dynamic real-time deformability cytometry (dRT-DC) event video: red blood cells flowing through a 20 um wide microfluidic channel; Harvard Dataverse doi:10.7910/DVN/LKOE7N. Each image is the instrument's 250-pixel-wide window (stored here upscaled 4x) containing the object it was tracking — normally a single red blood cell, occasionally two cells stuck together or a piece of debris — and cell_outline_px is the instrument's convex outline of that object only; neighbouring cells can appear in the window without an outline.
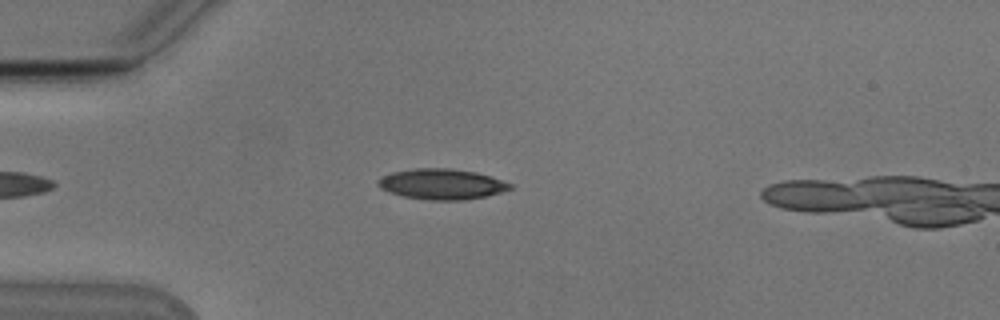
{"species": "Egyptian fruit bat (a non-hibernating species)", "species_latin": "Rousettus aegyptiacus", "temperature_condition": "cold", "stored_images_in_passage": 44, "camera_frame_rate_fps": 3000, "um_per_image_px": 0.085, "animal": {"sex": "male"}, "frame": {"image": 1, "passage_image": 8, "time_ms": 2.333, "image_size_px": [1000, 320], "cell_outline_px": [[512, 188], [500, 192], [484, 196], [464, 200], [428, 200], [404, 196], [388, 192], [380, 188], [376, 184], [376, 180], [392, 172], [416, 168], [448, 168], [476, 172], [512, 184]], "centroid_in_image_um": [37.49, 15.65], "position_along_channel_um": 47.5, "area_um2": 23.29}}
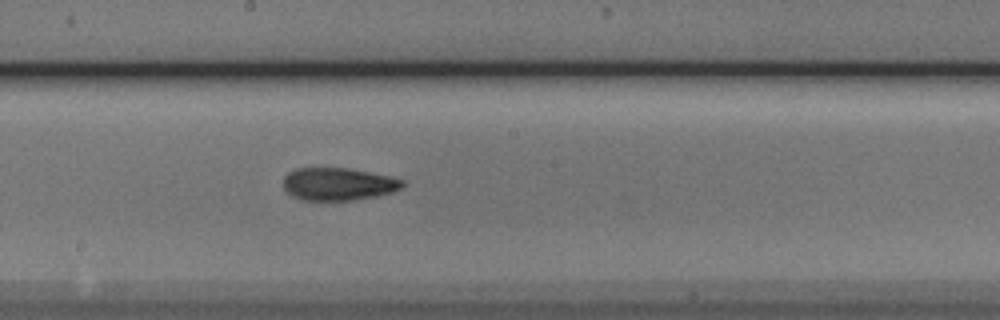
{"frame": {"image": 2, "passage_image": 23, "time_ms": 7.333, "image_size_px": [1000, 320], "cell_outline_px": [[404, 184], [400, 188], [392, 192], [376, 196], [352, 200], [300, 200], [292, 196], [284, 188], [284, 176], [288, 172], [296, 168], [348, 168], [388, 176], [404, 180]], "centroid_in_image_um": [28.72, 15.64], "position_along_channel_um": 219.5, "area_um2": 22.54}}
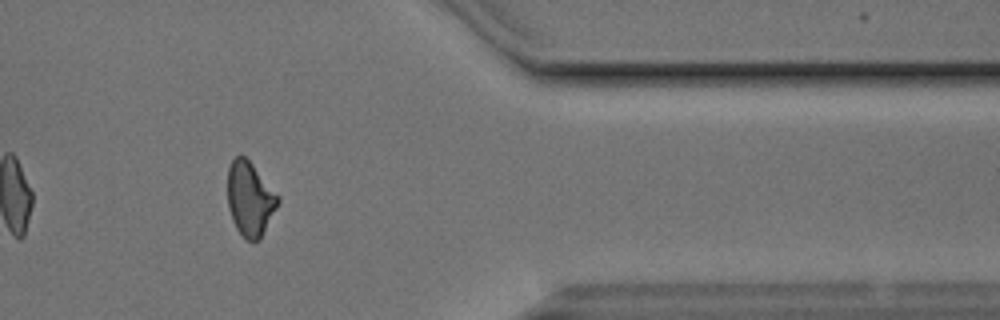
{"frame": {"image": 3, "passage_image": 38, "time_ms": 12.333, "image_size_px": [1000, 320], "cell_outline_px": [[280, 200], [260, 240], [252, 244], [236, 228], [232, 220], [228, 208], [228, 168], [232, 160], [236, 156], [244, 156], [252, 164], [280, 196]], "centroid_in_image_um": [21.25, 16.93], "position_along_channel_um": 390.1, "area_um2": 21.73}}